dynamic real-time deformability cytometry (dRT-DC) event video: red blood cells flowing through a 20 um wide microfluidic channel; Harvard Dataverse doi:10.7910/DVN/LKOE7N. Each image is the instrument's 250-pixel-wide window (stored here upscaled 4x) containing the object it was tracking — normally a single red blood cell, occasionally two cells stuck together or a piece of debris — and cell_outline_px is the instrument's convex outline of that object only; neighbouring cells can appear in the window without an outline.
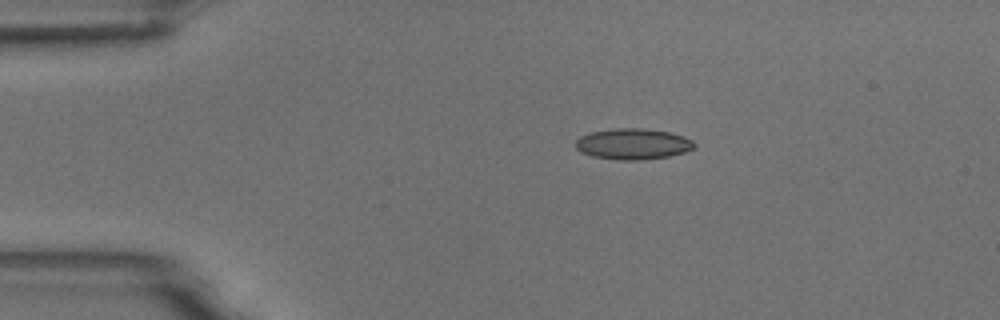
{"species": "common noctule bat (a hibernating species)", "species_latin": "Nyctalus noctula", "temperature_condition": "room temperature", "stored_images_in_passage": 45, "camera_frame_rate_fps": 3000, "um_per_image_px": 0.085, "animal": {"sex": "male", "body_mass_g": 18.8}, "frame": {"image": 1, "passage_image": 1, "time_ms": 0.0, "image_size_px": [1000, 320], "cell_outline_px": [[696, 148], [684, 152], [668, 156], [640, 160], [620, 160], [592, 156], [580, 152], [576, 148], [576, 140], [580, 136], [592, 132], [616, 128], [640, 128], [668, 132], [684, 136], [692, 140], [696, 144]], "centroid_in_image_um": [53.81, 12.24], "position_along_channel_um": 31.2, "area_um2": 21.33}}
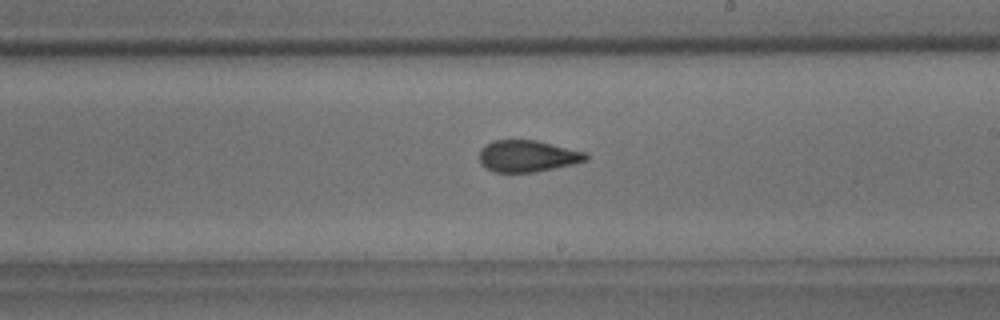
{"frame": {"image": 2, "passage_image": 22, "time_ms": 7.0, "image_size_px": [1000, 320], "cell_outline_px": [[588, 160], [572, 164], [536, 172], [492, 172], [480, 164], [480, 148], [484, 144], [492, 140], [536, 140], [588, 152]], "centroid_in_image_um": [44.83, 13.26], "position_along_channel_um": 244.2, "area_um2": 19.88}}
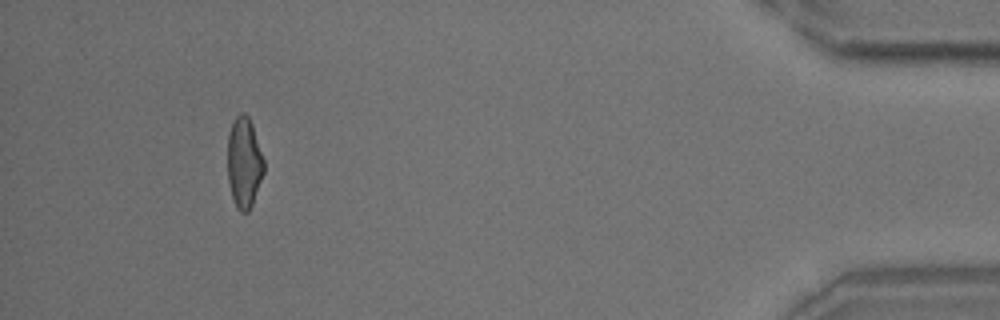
{"frame": {"image": 3, "passage_image": 41, "time_ms": 13.333, "image_size_px": [1000, 320], "cell_outline_px": [[264, 172], [252, 204], [248, 212], [240, 212], [236, 208], [232, 196], [228, 180], [228, 132], [236, 116], [240, 112], [244, 112], [248, 116], [252, 124], [264, 160]], "centroid_in_image_um": [20.74, 13.81], "position_along_channel_um": 414.5, "area_um2": 19.13}, "authors_computed_cell_mechanics": {"area_um2": 19.9988, "velocity_mm_per_s": 3.706, "shape_relaxation_time_tau1_ms": 6.8821, "shape_relaxation_time_tau2_ms": 1.587, "deformation_change_tau1": 0.1558, "deformation_change_tau2": 0.0751}}